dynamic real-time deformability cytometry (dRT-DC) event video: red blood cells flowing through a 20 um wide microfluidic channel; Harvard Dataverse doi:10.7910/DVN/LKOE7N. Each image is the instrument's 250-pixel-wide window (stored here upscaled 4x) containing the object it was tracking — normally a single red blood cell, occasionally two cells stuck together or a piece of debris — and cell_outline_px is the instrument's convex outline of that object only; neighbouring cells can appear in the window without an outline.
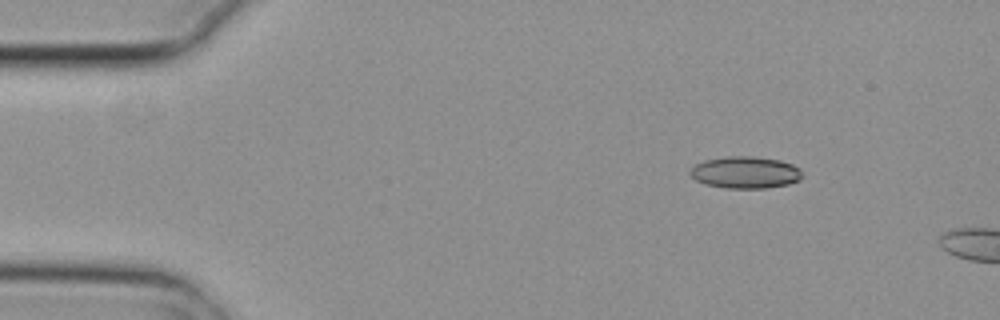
{"species": "common noctule bat (a hibernating species)", "species_latin": "Nyctalus noctula", "temperature_condition": "cold", "stored_images_in_passage": 4, "camera_frame_rate_fps": 3000, "um_per_image_px": 0.085, "animal": {"sex": "female", "body_mass_g": 29.2, "forearm_length_mm": 56.3}, "frame": {"image": 1, "passage_image": 2, "time_ms": 0.333, "image_size_px": [1000, 320], "cell_outline_px": [[804, 176], [800, 180], [788, 184], [768, 188], [724, 188], [704, 184], [696, 180], [688, 172], [696, 164], [704, 160], [728, 156], [752, 156], [780, 160], [792, 164], [800, 168]], "centroid_in_image_um": [63.38, 14.66], "position_along_channel_um": 21.6, "area_um2": 21.04}}